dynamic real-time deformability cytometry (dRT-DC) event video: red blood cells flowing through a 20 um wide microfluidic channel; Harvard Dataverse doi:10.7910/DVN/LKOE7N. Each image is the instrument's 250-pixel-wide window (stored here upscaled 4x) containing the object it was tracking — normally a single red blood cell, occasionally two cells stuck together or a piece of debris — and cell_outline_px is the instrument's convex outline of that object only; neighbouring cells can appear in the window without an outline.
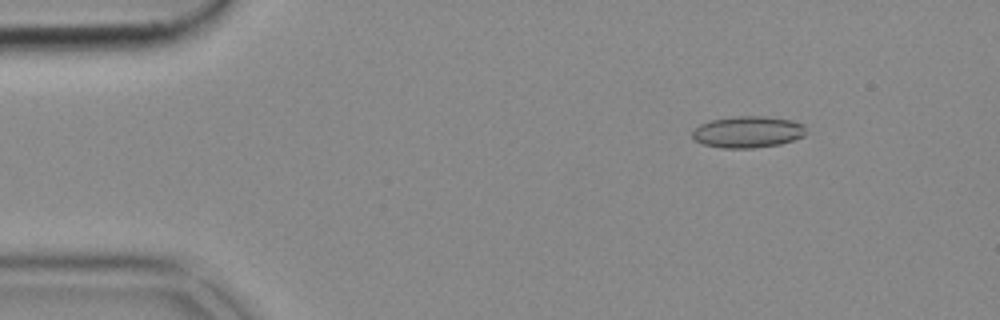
{"species": "common noctule bat (a hibernating species)", "species_latin": "Nyctalus noctula", "temperature_condition": "cold", "stored_images_in_passage": 53, "camera_frame_rate_fps": 3000, "um_per_image_px": 0.085, "animal": {"sex": "female", "body_mass_g": 18.4}, "frame": {"image": 1, "passage_image": 7, "time_ms": 2.0, "image_size_px": [1000, 320], "cell_outline_px": [[804, 136], [780, 144], [752, 148], [724, 148], [704, 144], [696, 140], [692, 136], [692, 132], [700, 124], [712, 120], [732, 116], [764, 116], [788, 120], [804, 124]], "centroid_in_image_um": [63.55, 11.21], "position_along_channel_um": 21.5, "area_um2": 20.63}}
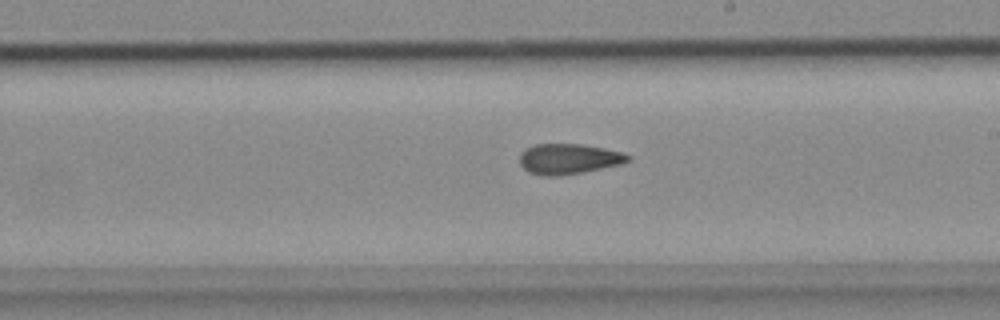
{"frame": {"image": 2, "passage_image": 30, "time_ms": 9.667, "image_size_px": [1000, 320], "cell_outline_px": [[632, 160], [620, 164], [584, 172], [560, 176], [544, 176], [528, 172], [520, 164], [520, 152], [524, 148], [536, 144], [580, 144], [604, 148], [620, 152], [632, 156]], "centroid_in_image_um": [48.32, 13.51], "position_along_channel_um": 240.7, "area_um2": 19.31}}
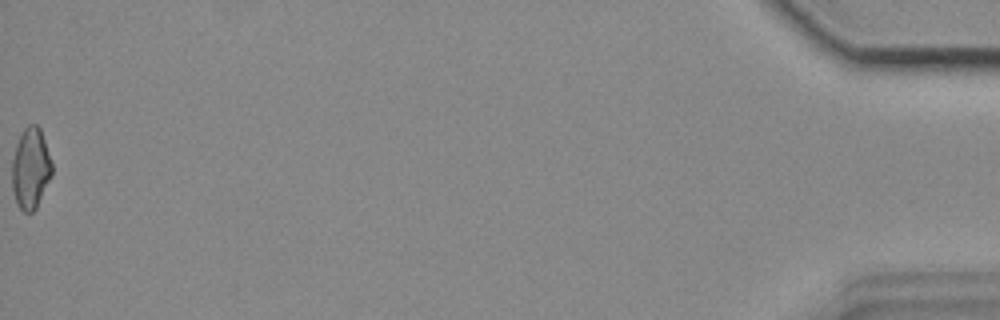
{"frame": {"image": 3, "passage_image": 53, "time_ms": 17.333, "image_size_px": [1000, 320], "cell_outline_px": [[52, 176], [36, 208], [32, 212], [24, 212], [16, 204], [12, 188], [12, 160], [16, 144], [24, 128], [28, 124], [36, 124], [40, 128], [52, 164]], "centroid_in_image_um": [2.6, 14.33], "position_along_channel_um": 432.6, "area_um2": 18.84}}